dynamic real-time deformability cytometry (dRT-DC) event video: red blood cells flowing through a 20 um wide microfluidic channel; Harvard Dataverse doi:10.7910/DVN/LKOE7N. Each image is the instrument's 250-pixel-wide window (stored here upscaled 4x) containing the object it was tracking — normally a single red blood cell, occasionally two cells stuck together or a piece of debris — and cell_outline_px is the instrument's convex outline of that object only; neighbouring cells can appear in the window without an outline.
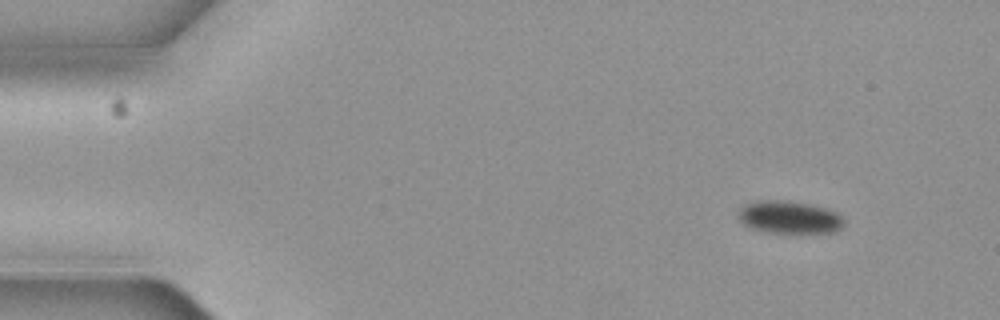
{"species": "common noctule bat (a hibernating species)", "species_latin": "Nyctalus noctula", "temperature_condition": "cold", "stored_images_in_passage": 5, "camera_frame_rate_fps": 3000, "um_per_image_px": 0.085, "animal": {"sex": "female", "body_mass_g": 19.3, "forearm_length_mm": 54.1}, "frame": {"image": 1, "passage_image": 2, "time_ms": 0.333, "image_size_px": [1000, 320], "cell_outline_px": [[844, 224], [840, 228], [832, 232], [772, 232], [752, 228], [744, 224], [736, 216], [740, 208], [744, 204], [756, 200], [788, 200], [812, 204], [828, 208], [836, 212], [844, 220]], "centroid_in_image_um": [67.07, 18.43], "position_along_channel_um": 17.9, "area_um2": 20.11}}
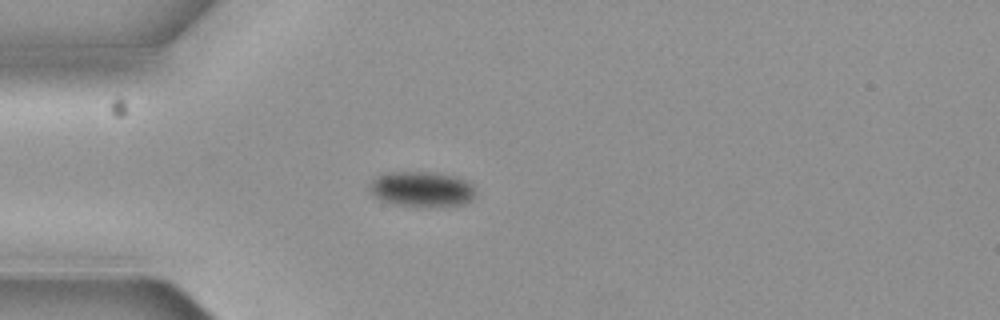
{"frame": {"image": 2, "passage_image": 5, "time_ms": 1.333, "image_size_px": [1000, 320], "cell_outline_px": [[476, 192], [472, 200], [464, 204], [444, 208], [436, 208], [392, 204], [380, 200], [372, 192], [368, 184], [376, 176], [384, 172], [432, 172], [452, 176], [464, 180]], "centroid_in_image_um": [35.83, 16.11], "position_along_channel_um": 49.2, "area_um2": 22.08}}